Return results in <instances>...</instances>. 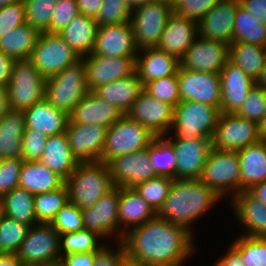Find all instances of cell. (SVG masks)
<instances>
[{"instance_id": "obj_1", "label": "cell", "mask_w": 266, "mask_h": 266, "mask_svg": "<svg viewBox=\"0 0 266 266\" xmlns=\"http://www.w3.org/2000/svg\"><path fill=\"white\" fill-rule=\"evenodd\" d=\"M194 238L184 226L156 215L128 230L121 242L126 257L145 266H182L195 253Z\"/></svg>"}, {"instance_id": "obj_2", "label": "cell", "mask_w": 266, "mask_h": 266, "mask_svg": "<svg viewBox=\"0 0 266 266\" xmlns=\"http://www.w3.org/2000/svg\"><path fill=\"white\" fill-rule=\"evenodd\" d=\"M222 198L199 179H174L169 194L157 212L161 219L179 224L193 233L192 223Z\"/></svg>"}, {"instance_id": "obj_3", "label": "cell", "mask_w": 266, "mask_h": 266, "mask_svg": "<svg viewBox=\"0 0 266 266\" xmlns=\"http://www.w3.org/2000/svg\"><path fill=\"white\" fill-rule=\"evenodd\" d=\"M69 201L81 210H87L115 185L106 163L80 162L73 173L65 180Z\"/></svg>"}, {"instance_id": "obj_4", "label": "cell", "mask_w": 266, "mask_h": 266, "mask_svg": "<svg viewBox=\"0 0 266 266\" xmlns=\"http://www.w3.org/2000/svg\"><path fill=\"white\" fill-rule=\"evenodd\" d=\"M90 90L86 84L83 59L45 79L44 98L57 110L70 115Z\"/></svg>"}, {"instance_id": "obj_5", "label": "cell", "mask_w": 266, "mask_h": 266, "mask_svg": "<svg viewBox=\"0 0 266 266\" xmlns=\"http://www.w3.org/2000/svg\"><path fill=\"white\" fill-rule=\"evenodd\" d=\"M240 170L237 151L216 150L212 147L199 180L221 198L226 196L231 200L241 192Z\"/></svg>"}, {"instance_id": "obj_6", "label": "cell", "mask_w": 266, "mask_h": 266, "mask_svg": "<svg viewBox=\"0 0 266 266\" xmlns=\"http://www.w3.org/2000/svg\"><path fill=\"white\" fill-rule=\"evenodd\" d=\"M220 109L197 101H180L174 108V122L170 132L174 137L194 140L212 137L220 115Z\"/></svg>"}, {"instance_id": "obj_7", "label": "cell", "mask_w": 266, "mask_h": 266, "mask_svg": "<svg viewBox=\"0 0 266 266\" xmlns=\"http://www.w3.org/2000/svg\"><path fill=\"white\" fill-rule=\"evenodd\" d=\"M156 137L148 128L123 114L107 129L100 162L107 163L118 156L146 149Z\"/></svg>"}, {"instance_id": "obj_8", "label": "cell", "mask_w": 266, "mask_h": 266, "mask_svg": "<svg viewBox=\"0 0 266 266\" xmlns=\"http://www.w3.org/2000/svg\"><path fill=\"white\" fill-rule=\"evenodd\" d=\"M11 110L24 111L45 95V78L29 59L14 60L7 84Z\"/></svg>"}, {"instance_id": "obj_9", "label": "cell", "mask_w": 266, "mask_h": 266, "mask_svg": "<svg viewBox=\"0 0 266 266\" xmlns=\"http://www.w3.org/2000/svg\"><path fill=\"white\" fill-rule=\"evenodd\" d=\"M173 5L165 1L147 2L133 10L131 24L138 50L157 47Z\"/></svg>"}, {"instance_id": "obj_10", "label": "cell", "mask_w": 266, "mask_h": 266, "mask_svg": "<svg viewBox=\"0 0 266 266\" xmlns=\"http://www.w3.org/2000/svg\"><path fill=\"white\" fill-rule=\"evenodd\" d=\"M81 57L58 33L41 32L29 60L46 79L73 65Z\"/></svg>"}, {"instance_id": "obj_11", "label": "cell", "mask_w": 266, "mask_h": 266, "mask_svg": "<svg viewBox=\"0 0 266 266\" xmlns=\"http://www.w3.org/2000/svg\"><path fill=\"white\" fill-rule=\"evenodd\" d=\"M60 234L50 225L39 223L31 226L17 257L23 265L47 266L60 262Z\"/></svg>"}, {"instance_id": "obj_12", "label": "cell", "mask_w": 266, "mask_h": 266, "mask_svg": "<svg viewBox=\"0 0 266 266\" xmlns=\"http://www.w3.org/2000/svg\"><path fill=\"white\" fill-rule=\"evenodd\" d=\"M259 141L258 123L235 113H220L211 144L216 150L238 151Z\"/></svg>"}, {"instance_id": "obj_13", "label": "cell", "mask_w": 266, "mask_h": 266, "mask_svg": "<svg viewBox=\"0 0 266 266\" xmlns=\"http://www.w3.org/2000/svg\"><path fill=\"white\" fill-rule=\"evenodd\" d=\"M167 135L164 137L174 147L177 163L175 179H199L202 175L206 159L212 148V137H198L194 140H185Z\"/></svg>"}, {"instance_id": "obj_14", "label": "cell", "mask_w": 266, "mask_h": 266, "mask_svg": "<svg viewBox=\"0 0 266 266\" xmlns=\"http://www.w3.org/2000/svg\"><path fill=\"white\" fill-rule=\"evenodd\" d=\"M181 101L207 103L220 109L221 80L214 72H196L179 66L177 71Z\"/></svg>"}, {"instance_id": "obj_15", "label": "cell", "mask_w": 266, "mask_h": 266, "mask_svg": "<svg viewBox=\"0 0 266 266\" xmlns=\"http://www.w3.org/2000/svg\"><path fill=\"white\" fill-rule=\"evenodd\" d=\"M229 61V44L196 37L180 59V67L196 72L219 73Z\"/></svg>"}, {"instance_id": "obj_16", "label": "cell", "mask_w": 266, "mask_h": 266, "mask_svg": "<svg viewBox=\"0 0 266 266\" xmlns=\"http://www.w3.org/2000/svg\"><path fill=\"white\" fill-rule=\"evenodd\" d=\"M126 114L157 137L168 135L174 122V107L157 100L144 90Z\"/></svg>"}, {"instance_id": "obj_17", "label": "cell", "mask_w": 266, "mask_h": 266, "mask_svg": "<svg viewBox=\"0 0 266 266\" xmlns=\"http://www.w3.org/2000/svg\"><path fill=\"white\" fill-rule=\"evenodd\" d=\"M109 174L115 186L134 188L157 175L151 165L148 148L110 159Z\"/></svg>"}, {"instance_id": "obj_18", "label": "cell", "mask_w": 266, "mask_h": 266, "mask_svg": "<svg viewBox=\"0 0 266 266\" xmlns=\"http://www.w3.org/2000/svg\"><path fill=\"white\" fill-rule=\"evenodd\" d=\"M120 187L115 186L95 202V205L82 211L84 229L95 232L103 240L114 236L119 242L118 202ZM107 237V238H106Z\"/></svg>"}, {"instance_id": "obj_19", "label": "cell", "mask_w": 266, "mask_h": 266, "mask_svg": "<svg viewBox=\"0 0 266 266\" xmlns=\"http://www.w3.org/2000/svg\"><path fill=\"white\" fill-rule=\"evenodd\" d=\"M86 66V84L90 91L136 72V58L89 54L81 57Z\"/></svg>"}, {"instance_id": "obj_20", "label": "cell", "mask_w": 266, "mask_h": 266, "mask_svg": "<svg viewBox=\"0 0 266 266\" xmlns=\"http://www.w3.org/2000/svg\"><path fill=\"white\" fill-rule=\"evenodd\" d=\"M107 129L101 125L68 121L66 135L73 155L79 162H97L102 157Z\"/></svg>"}, {"instance_id": "obj_21", "label": "cell", "mask_w": 266, "mask_h": 266, "mask_svg": "<svg viewBox=\"0 0 266 266\" xmlns=\"http://www.w3.org/2000/svg\"><path fill=\"white\" fill-rule=\"evenodd\" d=\"M138 51L131 22L98 26L93 54L136 58Z\"/></svg>"}, {"instance_id": "obj_22", "label": "cell", "mask_w": 266, "mask_h": 266, "mask_svg": "<svg viewBox=\"0 0 266 266\" xmlns=\"http://www.w3.org/2000/svg\"><path fill=\"white\" fill-rule=\"evenodd\" d=\"M238 1L220 0L198 22V35L214 41L234 42V19Z\"/></svg>"}, {"instance_id": "obj_23", "label": "cell", "mask_w": 266, "mask_h": 266, "mask_svg": "<svg viewBox=\"0 0 266 266\" xmlns=\"http://www.w3.org/2000/svg\"><path fill=\"white\" fill-rule=\"evenodd\" d=\"M221 80V113H236L255 81L239 66L228 61L219 72Z\"/></svg>"}, {"instance_id": "obj_24", "label": "cell", "mask_w": 266, "mask_h": 266, "mask_svg": "<svg viewBox=\"0 0 266 266\" xmlns=\"http://www.w3.org/2000/svg\"><path fill=\"white\" fill-rule=\"evenodd\" d=\"M197 36V22L173 13L165 25L157 48L180 60Z\"/></svg>"}, {"instance_id": "obj_25", "label": "cell", "mask_w": 266, "mask_h": 266, "mask_svg": "<svg viewBox=\"0 0 266 266\" xmlns=\"http://www.w3.org/2000/svg\"><path fill=\"white\" fill-rule=\"evenodd\" d=\"M236 220L245 229L244 236L266 237V204L253 197L248 191H241L231 199Z\"/></svg>"}, {"instance_id": "obj_26", "label": "cell", "mask_w": 266, "mask_h": 266, "mask_svg": "<svg viewBox=\"0 0 266 266\" xmlns=\"http://www.w3.org/2000/svg\"><path fill=\"white\" fill-rule=\"evenodd\" d=\"M123 114L114 106L99 98L93 91L74 107L69 120L77 124L112 126Z\"/></svg>"}, {"instance_id": "obj_27", "label": "cell", "mask_w": 266, "mask_h": 266, "mask_svg": "<svg viewBox=\"0 0 266 266\" xmlns=\"http://www.w3.org/2000/svg\"><path fill=\"white\" fill-rule=\"evenodd\" d=\"M118 208L119 242L128 230L144 224L157 215L134 188L120 187Z\"/></svg>"}, {"instance_id": "obj_28", "label": "cell", "mask_w": 266, "mask_h": 266, "mask_svg": "<svg viewBox=\"0 0 266 266\" xmlns=\"http://www.w3.org/2000/svg\"><path fill=\"white\" fill-rule=\"evenodd\" d=\"M179 66L180 60L157 47L139 50L136 57V73L143 86L152 80L175 75Z\"/></svg>"}, {"instance_id": "obj_29", "label": "cell", "mask_w": 266, "mask_h": 266, "mask_svg": "<svg viewBox=\"0 0 266 266\" xmlns=\"http://www.w3.org/2000/svg\"><path fill=\"white\" fill-rule=\"evenodd\" d=\"M26 129L44 133L46 136L64 133L69 115L57 110L45 98L23 111Z\"/></svg>"}, {"instance_id": "obj_30", "label": "cell", "mask_w": 266, "mask_h": 266, "mask_svg": "<svg viewBox=\"0 0 266 266\" xmlns=\"http://www.w3.org/2000/svg\"><path fill=\"white\" fill-rule=\"evenodd\" d=\"M66 180L80 163L71 152L66 133L47 137L43 156L39 160Z\"/></svg>"}, {"instance_id": "obj_31", "label": "cell", "mask_w": 266, "mask_h": 266, "mask_svg": "<svg viewBox=\"0 0 266 266\" xmlns=\"http://www.w3.org/2000/svg\"><path fill=\"white\" fill-rule=\"evenodd\" d=\"M143 90V84L135 72L129 77L101 85L93 92L99 98L114 105L122 114H126Z\"/></svg>"}, {"instance_id": "obj_32", "label": "cell", "mask_w": 266, "mask_h": 266, "mask_svg": "<svg viewBox=\"0 0 266 266\" xmlns=\"http://www.w3.org/2000/svg\"><path fill=\"white\" fill-rule=\"evenodd\" d=\"M98 24L93 17L79 13L58 34L80 56L93 52Z\"/></svg>"}, {"instance_id": "obj_33", "label": "cell", "mask_w": 266, "mask_h": 266, "mask_svg": "<svg viewBox=\"0 0 266 266\" xmlns=\"http://www.w3.org/2000/svg\"><path fill=\"white\" fill-rule=\"evenodd\" d=\"M25 129L23 111L10 110L0 119V159H22V137Z\"/></svg>"}, {"instance_id": "obj_34", "label": "cell", "mask_w": 266, "mask_h": 266, "mask_svg": "<svg viewBox=\"0 0 266 266\" xmlns=\"http://www.w3.org/2000/svg\"><path fill=\"white\" fill-rule=\"evenodd\" d=\"M65 180L40 161H23L19 187L31 194L46 193L62 187Z\"/></svg>"}, {"instance_id": "obj_35", "label": "cell", "mask_w": 266, "mask_h": 266, "mask_svg": "<svg viewBox=\"0 0 266 266\" xmlns=\"http://www.w3.org/2000/svg\"><path fill=\"white\" fill-rule=\"evenodd\" d=\"M237 152L241 166V191L266 181V146L259 141Z\"/></svg>"}, {"instance_id": "obj_36", "label": "cell", "mask_w": 266, "mask_h": 266, "mask_svg": "<svg viewBox=\"0 0 266 266\" xmlns=\"http://www.w3.org/2000/svg\"><path fill=\"white\" fill-rule=\"evenodd\" d=\"M34 198L29 191L15 187L0 198V213L30 227L37 225Z\"/></svg>"}, {"instance_id": "obj_37", "label": "cell", "mask_w": 266, "mask_h": 266, "mask_svg": "<svg viewBox=\"0 0 266 266\" xmlns=\"http://www.w3.org/2000/svg\"><path fill=\"white\" fill-rule=\"evenodd\" d=\"M39 35L36 28L24 23L0 37V51L13 60L29 59Z\"/></svg>"}, {"instance_id": "obj_38", "label": "cell", "mask_w": 266, "mask_h": 266, "mask_svg": "<svg viewBox=\"0 0 266 266\" xmlns=\"http://www.w3.org/2000/svg\"><path fill=\"white\" fill-rule=\"evenodd\" d=\"M265 58L266 47L241 42L229 45V61L239 66L254 81L260 76Z\"/></svg>"}, {"instance_id": "obj_39", "label": "cell", "mask_w": 266, "mask_h": 266, "mask_svg": "<svg viewBox=\"0 0 266 266\" xmlns=\"http://www.w3.org/2000/svg\"><path fill=\"white\" fill-rule=\"evenodd\" d=\"M234 42L266 47V24L238 5L234 19Z\"/></svg>"}, {"instance_id": "obj_40", "label": "cell", "mask_w": 266, "mask_h": 266, "mask_svg": "<svg viewBox=\"0 0 266 266\" xmlns=\"http://www.w3.org/2000/svg\"><path fill=\"white\" fill-rule=\"evenodd\" d=\"M148 154L156 175L175 179L177 156L174 147L164 136L154 139L148 147Z\"/></svg>"}, {"instance_id": "obj_41", "label": "cell", "mask_w": 266, "mask_h": 266, "mask_svg": "<svg viewBox=\"0 0 266 266\" xmlns=\"http://www.w3.org/2000/svg\"><path fill=\"white\" fill-rule=\"evenodd\" d=\"M68 202L69 196L65 184L53 191L35 194L34 211L37 222L50 224L56 214Z\"/></svg>"}, {"instance_id": "obj_42", "label": "cell", "mask_w": 266, "mask_h": 266, "mask_svg": "<svg viewBox=\"0 0 266 266\" xmlns=\"http://www.w3.org/2000/svg\"><path fill=\"white\" fill-rule=\"evenodd\" d=\"M103 240L95 232L87 229H82L73 233H65L60 235L59 252L63 254L84 253L98 251L104 243Z\"/></svg>"}, {"instance_id": "obj_43", "label": "cell", "mask_w": 266, "mask_h": 266, "mask_svg": "<svg viewBox=\"0 0 266 266\" xmlns=\"http://www.w3.org/2000/svg\"><path fill=\"white\" fill-rule=\"evenodd\" d=\"M174 178L168 176H156L134 187L135 191L157 213L167 198Z\"/></svg>"}, {"instance_id": "obj_44", "label": "cell", "mask_w": 266, "mask_h": 266, "mask_svg": "<svg viewBox=\"0 0 266 266\" xmlns=\"http://www.w3.org/2000/svg\"><path fill=\"white\" fill-rule=\"evenodd\" d=\"M30 226L0 213V252L17 253Z\"/></svg>"}, {"instance_id": "obj_45", "label": "cell", "mask_w": 266, "mask_h": 266, "mask_svg": "<svg viewBox=\"0 0 266 266\" xmlns=\"http://www.w3.org/2000/svg\"><path fill=\"white\" fill-rule=\"evenodd\" d=\"M231 244L240 252L245 266H266V237L240 235Z\"/></svg>"}, {"instance_id": "obj_46", "label": "cell", "mask_w": 266, "mask_h": 266, "mask_svg": "<svg viewBox=\"0 0 266 266\" xmlns=\"http://www.w3.org/2000/svg\"><path fill=\"white\" fill-rule=\"evenodd\" d=\"M26 9V23L40 33L50 27L54 8L58 0H23Z\"/></svg>"}, {"instance_id": "obj_47", "label": "cell", "mask_w": 266, "mask_h": 266, "mask_svg": "<svg viewBox=\"0 0 266 266\" xmlns=\"http://www.w3.org/2000/svg\"><path fill=\"white\" fill-rule=\"evenodd\" d=\"M145 92L174 108L181 101L177 73L152 80L143 86Z\"/></svg>"}, {"instance_id": "obj_48", "label": "cell", "mask_w": 266, "mask_h": 266, "mask_svg": "<svg viewBox=\"0 0 266 266\" xmlns=\"http://www.w3.org/2000/svg\"><path fill=\"white\" fill-rule=\"evenodd\" d=\"M133 10L126 0H103L96 17L98 26L131 22Z\"/></svg>"}, {"instance_id": "obj_49", "label": "cell", "mask_w": 266, "mask_h": 266, "mask_svg": "<svg viewBox=\"0 0 266 266\" xmlns=\"http://www.w3.org/2000/svg\"><path fill=\"white\" fill-rule=\"evenodd\" d=\"M266 113V89L256 83L250 88V91L240 106L236 115L255 121L260 124Z\"/></svg>"}, {"instance_id": "obj_50", "label": "cell", "mask_w": 266, "mask_h": 266, "mask_svg": "<svg viewBox=\"0 0 266 266\" xmlns=\"http://www.w3.org/2000/svg\"><path fill=\"white\" fill-rule=\"evenodd\" d=\"M50 225L60 235L84 229L81 208L69 201L56 214Z\"/></svg>"}, {"instance_id": "obj_51", "label": "cell", "mask_w": 266, "mask_h": 266, "mask_svg": "<svg viewBox=\"0 0 266 266\" xmlns=\"http://www.w3.org/2000/svg\"><path fill=\"white\" fill-rule=\"evenodd\" d=\"M219 1L220 0H175L173 3V13L198 23Z\"/></svg>"}, {"instance_id": "obj_52", "label": "cell", "mask_w": 266, "mask_h": 266, "mask_svg": "<svg viewBox=\"0 0 266 266\" xmlns=\"http://www.w3.org/2000/svg\"><path fill=\"white\" fill-rule=\"evenodd\" d=\"M76 0H58L54 8L50 27L46 32L58 33L65 28L78 14Z\"/></svg>"}, {"instance_id": "obj_53", "label": "cell", "mask_w": 266, "mask_h": 266, "mask_svg": "<svg viewBox=\"0 0 266 266\" xmlns=\"http://www.w3.org/2000/svg\"><path fill=\"white\" fill-rule=\"evenodd\" d=\"M22 159H0V198L19 186Z\"/></svg>"}, {"instance_id": "obj_54", "label": "cell", "mask_w": 266, "mask_h": 266, "mask_svg": "<svg viewBox=\"0 0 266 266\" xmlns=\"http://www.w3.org/2000/svg\"><path fill=\"white\" fill-rule=\"evenodd\" d=\"M47 137L42 132L25 129L22 137V160L39 161L43 156Z\"/></svg>"}, {"instance_id": "obj_55", "label": "cell", "mask_w": 266, "mask_h": 266, "mask_svg": "<svg viewBox=\"0 0 266 266\" xmlns=\"http://www.w3.org/2000/svg\"><path fill=\"white\" fill-rule=\"evenodd\" d=\"M24 23H26V9L23 0L0 9V37Z\"/></svg>"}, {"instance_id": "obj_56", "label": "cell", "mask_w": 266, "mask_h": 266, "mask_svg": "<svg viewBox=\"0 0 266 266\" xmlns=\"http://www.w3.org/2000/svg\"><path fill=\"white\" fill-rule=\"evenodd\" d=\"M116 246L117 250H112L113 248H110L106 242L98 251H95L93 266H118L126 255L121 241L117 242Z\"/></svg>"}, {"instance_id": "obj_57", "label": "cell", "mask_w": 266, "mask_h": 266, "mask_svg": "<svg viewBox=\"0 0 266 266\" xmlns=\"http://www.w3.org/2000/svg\"><path fill=\"white\" fill-rule=\"evenodd\" d=\"M95 251L63 254L60 258L62 266H93Z\"/></svg>"}, {"instance_id": "obj_58", "label": "cell", "mask_w": 266, "mask_h": 266, "mask_svg": "<svg viewBox=\"0 0 266 266\" xmlns=\"http://www.w3.org/2000/svg\"><path fill=\"white\" fill-rule=\"evenodd\" d=\"M239 5L266 24V0H240Z\"/></svg>"}, {"instance_id": "obj_59", "label": "cell", "mask_w": 266, "mask_h": 266, "mask_svg": "<svg viewBox=\"0 0 266 266\" xmlns=\"http://www.w3.org/2000/svg\"><path fill=\"white\" fill-rule=\"evenodd\" d=\"M225 255L216 260L213 266H245L240 252L231 244Z\"/></svg>"}, {"instance_id": "obj_60", "label": "cell", "mask_w": 266, "mask_h": 266, "mask_svg": "<svg viewBox=\"0 0 266 266\" xmlns=\"http://www.w3.org/2000/svg\"><path fill=\"white\" fill-rule=\"evenodd\" d=\"M14 60L0 51V86L7 87Z\"/></svg>"}, {"instance_id": "obj_61", "label": "cell", "mask_w": 266, "mask_h": 266, "mask_svg": "<svg viewBox=\"0 0 266 266\" xmlns=\"http://www.w3.org/2000/svg\"><path fill=\"white\" fill-rule=\"evenodd\" d=\"M79 12L89 17L95 18L103 0H76Z\"/></svg>"}, {"instance_id": "obj_62", "label": "cell", "mask_w": 266, "mask_h": 266, "mask_svg": "<svg viewBox=\"0 0 266 266\" xmlns=\"http://www.w3.org/2000/svg\"><path fill=\"white\" fill-rule=\"evenodd\" d=\"M253 197L266 204V181L257 183L247 190Z\"/></svg>"}, {"instance_id": "obj_63", "label": "cell", "mask_w": 266, "mask_h": 266, "mask_svg": "<svg viewBox=\"0 0 266 266\" xmlns=\"http://www.w3.org/2000/svg\"><path fill=\"white\" fill-rule=\"evenodd\" d=\"M23 263L16 253L0 252V266H22Z\"/></svg>"}, {"instance_id": "obj_64", "label": "cell", "mask_w": 266, "mask_h": 266, "mask_svg": "<svg viewBox=\"0 0 266 266\" xmlns=\"http://www.w3.org/2000/svg\"><path fill=\"white\" fill-rule=\"evenodd\" d=\"M10 110L8 89L5 86H0V119Z\"/></svg>"}, {"instance_id": "obj_65", "label": "cell", "mask_w": 266, "mask_h": 266, "mask_svg": "<svg viewBox=\"0 0 266 266\" xmlns=\"http://www.w3.org/2000/svg\"><path fill=\"white\" fill-rule=\"evenodd\" d=\"M255 83L266 89V58H265L264 66L261 70L260 76L257 78Z\"/></svg>"}, {"instance_id": "obj_66", "label": "cell", "mask_w": 266, "mask_h": 266, "mask_svg": "<svg viewBox=\"0 0 266 266\" xmlns=\"http://www.w3.org/2000/svg\"><path fill=\"white\" fill-rule=\"evenodd\" d=\"M151 1H154V0H126V2L128 3V5L130 6L132 10L138 7H141L145 3L151 2Z\"/></svg>"}, {"instance_id": "obj_67", "label": "cell", "mask_w": 266, "mask_h": 266, "mask_svg": "<svg viewBox=\"0 0 266 266\" xmlns=\"http://www.w3.org/2000/svg\"><path fill=\"white\" fill-rule=\"evenodd\" d=\"M118 266H145V265L140 262L130 260L125 256Z\"/></svg>"}, {"instance_id": "obj_68", "label": "cell", "mask_w": 266, "mask_h": 266, "mask_svg": "<svg viewBox=\"0 0 266 266\" xmlns=\"http://www.w3.org/2000/svg\"><path fill=\"white\" fill-rule=\"evenodd\" d=\"M20 1L22 0H0V9L5 7L6 5L14 4Z\"/></svg>"}, {"instance_id": "obj_69", "label": "cell", "mask_w": 266, "mask_h": 266, "mask_svg": "<svg viewBox=\"0 0 266 266\" xmlns=\"http://www.w3.org/2000/svg\"><path fill=\"white\" fill-rule=\"evenodd\" d=\"M260 141L266 146V129H260Z\"/></svg>"}, {"instance_id": "obj_70", "label": "cell", "mask_w": 266, "mask_h": 266, "mask_svg": "<svg viewBox=\"0 0 266 266\" xmlns=\"http://www.w3.org/2000/svg\"><path fill=\"white\" fill-rule=\"evenodd\" d=\"M259 129H266V113L264 114L263 120L259 124Z\"/></svg>"}, {"instance_id": "obj_71", "label": "cell", "mask_w": 266, "mask_h": 266, "mask_svg": "<svg viewBox=\"0 0 266 266\" xmlns=\"http://www.w3.org/2000/svg\"><path fill=\"white\" fill-rule=\"evenodd\" d=\"M157 1H165V2H168V3H170V4L173 5V3H174L175 0H157Z\"/></svg>"}, {"instance_id": "obj_72", "label": "cell", "mask_w": 266, "mask_h": 266, "mask_svg": "<svg viewBox=\"0 0 266 266\" xmlns=\"http://www.w3.org/2000/svg\"><path fill=\"white\" fill-rule=\"evenodd\" d=\"M47 266H62V265H61L60 262H59V263L50 264V265H47Z\"/></svg>"}]
</instances>
